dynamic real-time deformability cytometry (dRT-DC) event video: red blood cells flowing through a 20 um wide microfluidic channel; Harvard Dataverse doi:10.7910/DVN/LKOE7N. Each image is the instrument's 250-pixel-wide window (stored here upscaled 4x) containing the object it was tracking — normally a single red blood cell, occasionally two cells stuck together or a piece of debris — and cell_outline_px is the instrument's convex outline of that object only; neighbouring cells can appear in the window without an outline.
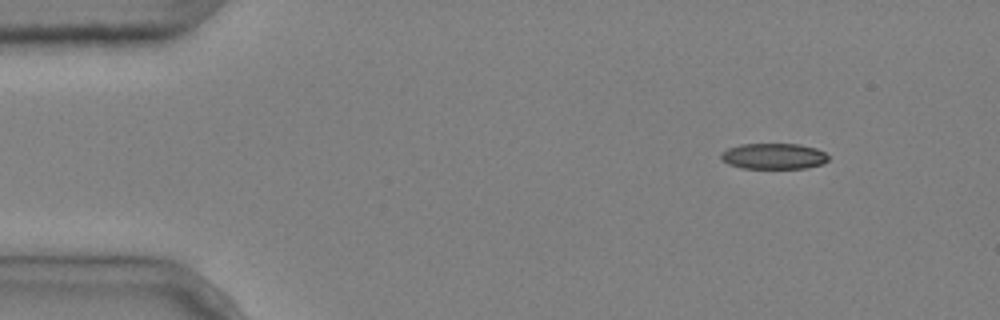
{"species": "common noctule bat (a hibernating species)", "species_latin": "Nyctalus noctula", "temperature_condition": "cold", "stored_images_in_passage": 3, "camera_frame_rate_fps": 3000, "um_per_image_px": 0.085, "animal": {"sex": "male", "body_mass_g": 20.4}, "frame": {"image": 1, "passage_image": 1, "time_ms": 0.0, "image_size_px": [1000, 320], "cell_outline_px": [[828, 160], [820, 164], [804, 168], [740, 168], [728, 164], [720, 156], [720, 152], [728, 148], [740, 144], [800, 144], [816, 148], [824, 152], [828, 156]], "centroid_in_image_um": [65.73, 13.27], "position_along_channel_um": 19.3, "area_um2": 16.13}}
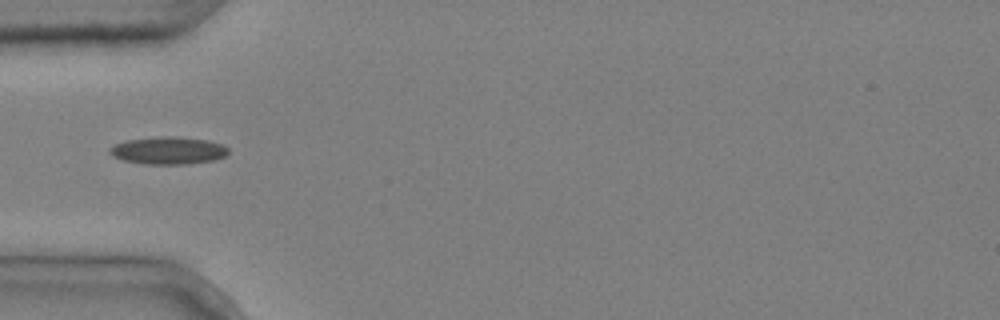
{"frame": {"image": 2, "passage_image": 3, "time_ms": 0.667, "image_size_px": [1000, 320], "cell_outline_px": [[228, 152], [224, 156], [212, 160], [188, 164], [144, 164], [124, 160], [112, 156], [108, 152], [108, 148], [124, 140], [156, 136], [176, 136], [208, 140], [224, 144], [228, 148]], "centroid_in_image_um": [14.27, 12.78], "position_along_channel_um": 70.7, "area_um2": 19.19}}